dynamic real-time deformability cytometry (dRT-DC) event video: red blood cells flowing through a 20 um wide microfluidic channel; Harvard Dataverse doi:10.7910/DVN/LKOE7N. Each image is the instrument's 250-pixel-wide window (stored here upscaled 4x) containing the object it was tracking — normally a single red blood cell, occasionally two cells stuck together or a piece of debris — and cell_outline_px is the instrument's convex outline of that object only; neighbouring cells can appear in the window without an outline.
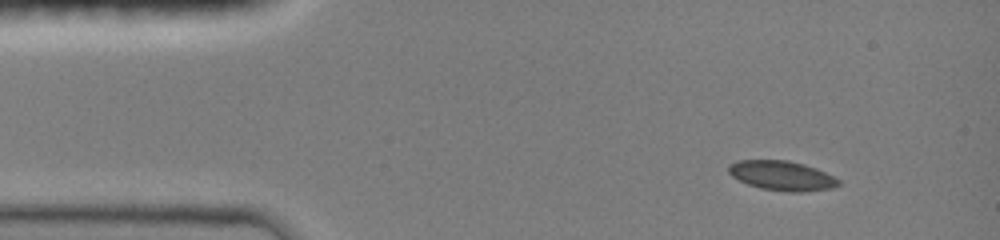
{"species": "common noctule bat (a hibernating species)", "species_latin": "Nyctalus noctula", "temperature_condition": "room temperature", "stored_images_in_passage": 55, "camera_frame_rate_fps": 3000, "um_per_image_px": 0.085, "animal": {"sex": "female", "body_mass_g": 19.0, "forearm_length_mm": 51.5}, "frame": {"image": 1, "passage_image": 1, "time_ms": 0.0, "image_size_px": [1000, 240], "cell_outline_px": [[840, 184], [832, 188], [800, 192], [788, 192], [760, 188], [748, 184], [732, 176], [728, 172], [728, 164], [736, 160], [788, 160], [804, 164], [816, 168], [840, 180]], "centroid_in_image_um": [66.44, 14.92], "position_along_channel_um": 18.6, "area_um2": 18.96}}
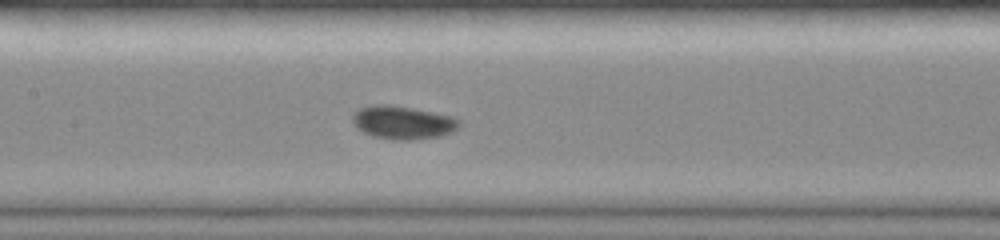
{"frame": {"image": 2, "passage_image": 29, "time_ms": 5.667, "image_size_px": [1000, 240], "cell_outline_px": [[460, 124], [452, 132], [440, 136], [408, 140], [396, 140], [372, 136], [356, 128], [352, 120], [352, 112], [360, 108], [372, 104], [392, 104], [452, 116], [460, 120]], "centroid_in_image_um": [34.19, 10.4], "position_along_channel_um": 173.2, "area_um2": 20.75}}
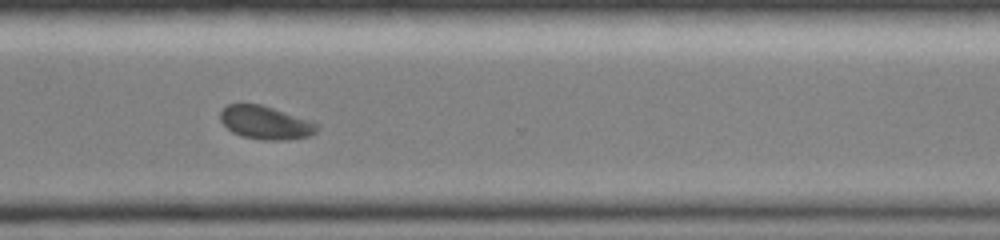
{"frame": {"image": 3, "passage_image": 54, "time_ms": 10.0, "image_size_px": [1000, 240], "cell_outline_px": [[320, 128], [316, 132], [308, 136], [288, 140], [264, 140], [244, 136], [232, 132], [220, 120], [220, 112], [228, 104], [260, 104], [312, 120], [320, 124]], "centroid_in_image_um": [22.62, 10.42], "position_along_channel_um": 348.0, "area_um2": 18.79}}